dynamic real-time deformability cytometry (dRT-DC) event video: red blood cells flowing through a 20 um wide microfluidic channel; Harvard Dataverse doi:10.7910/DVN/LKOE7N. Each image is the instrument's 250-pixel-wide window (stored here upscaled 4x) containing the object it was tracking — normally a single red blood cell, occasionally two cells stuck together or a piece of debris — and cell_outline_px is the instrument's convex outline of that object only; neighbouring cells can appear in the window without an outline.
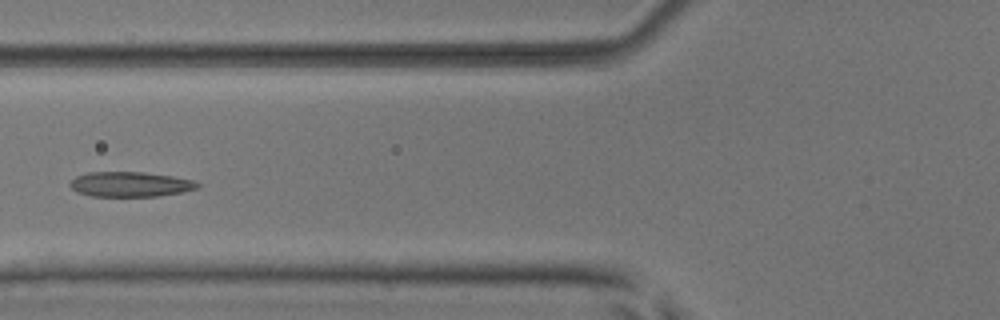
{"species": "common noctule bat (a hibernating species)", "species_latin": "Nyctalus noctula", "temperature_condition": "room temperature", "stored_images_in_passage": 5, "camera_frame_rate_fps": 3000, "um_per_image_px": 0.085, "animal": {"sex": "male", "body_mass_g": 17.9, "forearm_length_mm": 54.2}, "frame": {"image": 1, "passage_image": 5, "time_ms": 4.667, "image_size_px": [1000, 320], "cell_outline_px": [[200, 188], [180, 192], [156, 196], [92, 196], [76, 192], [68, 184], [76, 176], [88, 172], [144, 172], [172, 176], [196, 180], [200, 184]], "centroid_in_image_um": [11.09, 15.66], "position_along_channel_um": 114.7, "area_um2": 18.61}}